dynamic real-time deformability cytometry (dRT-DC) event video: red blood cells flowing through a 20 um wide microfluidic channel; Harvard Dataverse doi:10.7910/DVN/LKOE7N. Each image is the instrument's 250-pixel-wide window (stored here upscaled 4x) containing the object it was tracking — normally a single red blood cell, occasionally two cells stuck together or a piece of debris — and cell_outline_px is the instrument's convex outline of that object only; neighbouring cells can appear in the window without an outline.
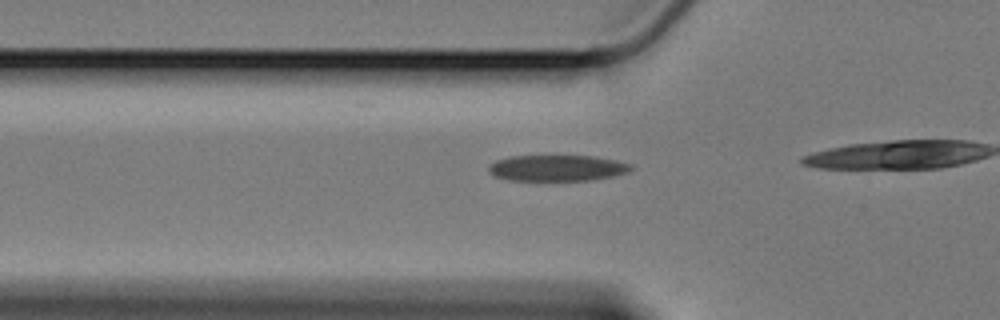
{"species": "Egyptian fruit bat (a non-hibernating species)", "species_latin": "Rousettus aegyptiacus", "temperature_condition": "cold", "stored_images_in_passage": 10, "camera_frame_rate_fps": 3000, "um_per_image_px": 0.085, "animal": {"sex": "female"}, "frame": {"image": 1, "passage_image": 4, "time_ms": 1.0, "image_size_px": [1000, 320], "cell_outline_px": [[632, 168], [628, 172], [612, 176], [592, 180], [508, 180], [496, 176], [488, 172], [488, 168], [496, 160], [508, 156], [592, 156], [616, 160], [628, 164]], "centroid_in_image_um": [47.33, 14.28], "position_along_channel_um": 78.5, "area_um2": 21.39}}
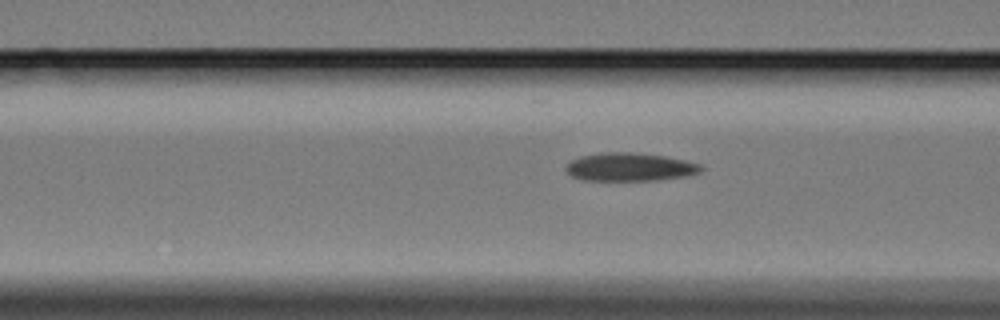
{"frame": {"image": 2, "passage_image": 7, "time_ms": 2.0, "image_size_px": [1000, 320], "cell_outline_px": [[704, 168], [700, 172], [684, 176], [660, 180], [584, 180], [572, 176], [564, 168], [572, 160], [580, 156], [600, 152], [632, 152], [664, 156], [684, 160], [700, 164]], "centroid_in_image_um": [53.53, 14.19], "position_along_channel_um": 113.1, "area_um2": 22.14}}